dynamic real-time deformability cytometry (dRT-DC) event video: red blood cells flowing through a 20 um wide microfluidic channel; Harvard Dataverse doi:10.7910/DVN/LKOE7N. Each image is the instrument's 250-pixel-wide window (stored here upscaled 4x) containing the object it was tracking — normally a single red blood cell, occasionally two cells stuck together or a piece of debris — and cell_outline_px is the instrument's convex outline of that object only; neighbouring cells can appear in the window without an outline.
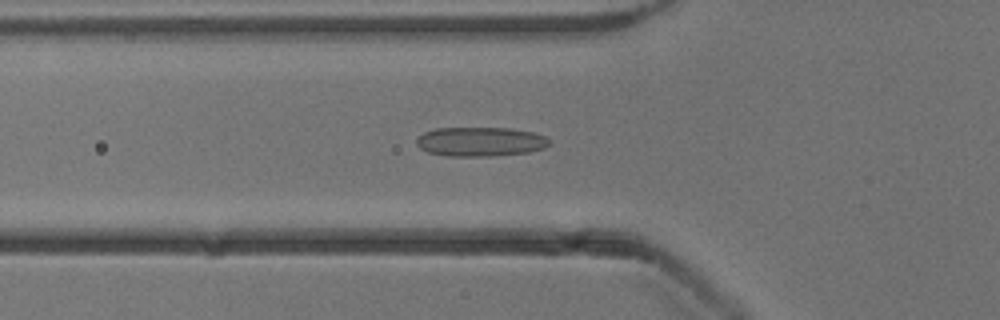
{"species": "common noctule bat (a hibernating species)", "species_latin": "Nyctalus noctula", "temperature_condition": "cold", "stored_images_in_passage": 52, "camera_frame_rate_fps": 3000, "um_per_image_px": 0.085, "animal": {"sex": "male", "body_mass_g": 13.3}, "frame": {"image": 1, "passage_image": 18, "time_ms": 5.667, "image_size_px": [1000, 320], "cell_outline_px": [[548, 144], [544, 148], [528, 152], [492, 156], [448, 156], [428, 152], [420, 148], [416, 144], [416, 140], [424, 132], [436, 128], [508, 128], [532, 132], [544, 136], [548, 140]], "centroid_in_image_um": [40.8, 12.04], "position_along_channel_um": 85.0, "area_um2": 22.48}}
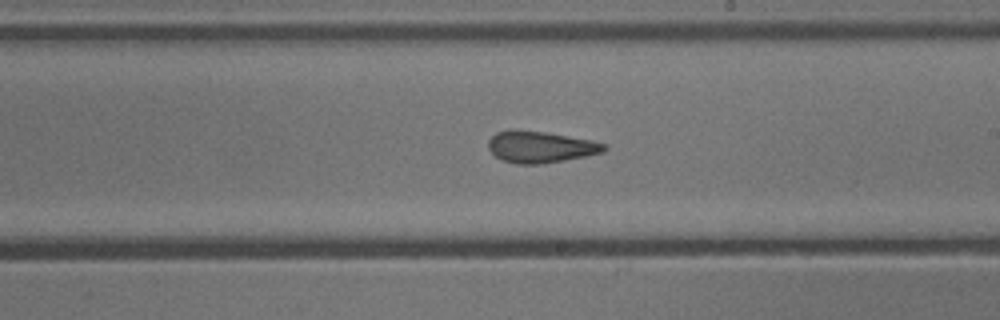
{"frame": {"image": 2, "passage_image": 30, "time_ms": 9.667, "image_size_px": [1000, 320], "cell_outline_px": [[608, 148], [604, 152], [564, 160], [540, 164], [516, 164], [500, 160], [488, 148], [488, 140], [496, 132], [516, 128], [544, 132], [592, 140], [604, 144]], "centroid_in_image_um": [45.89, 12.48], "position_along_channel_um": 243.1, "area_um2": 21.39}}
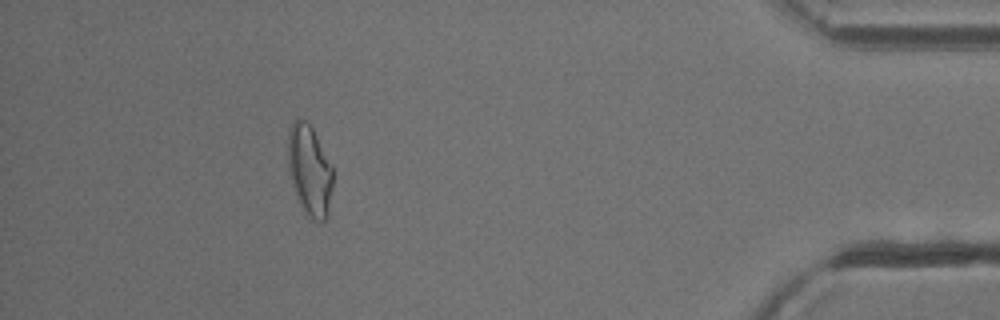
{"frame": {"image": 3, "passage_image": 47, "time_ms": 15.333, "image_size_px": [1000, 320], "cell_outline_px": [[332, 188], [328, 216], [324, 220], [312, 220], [300, 204], [296, 196], [288, 168], [288, 132], [292, 120], [308, 120], [332, 168]], "centroid_in_image_um": [26.3, 14.47], "position_along_channel_um": 408.9, "area_um2": 23.41}, "authors_computed_cell_mechanics": {"area_um2": 22.3975, "velocity_mm_per_s": 3.9337, "shape_relaxation_time_tau1_ms": null, "shape_relaxation_time_tau2_ms": 1.8147, "deformation_change_tau1": null, "deformation_change_tau2": 0.0989}}